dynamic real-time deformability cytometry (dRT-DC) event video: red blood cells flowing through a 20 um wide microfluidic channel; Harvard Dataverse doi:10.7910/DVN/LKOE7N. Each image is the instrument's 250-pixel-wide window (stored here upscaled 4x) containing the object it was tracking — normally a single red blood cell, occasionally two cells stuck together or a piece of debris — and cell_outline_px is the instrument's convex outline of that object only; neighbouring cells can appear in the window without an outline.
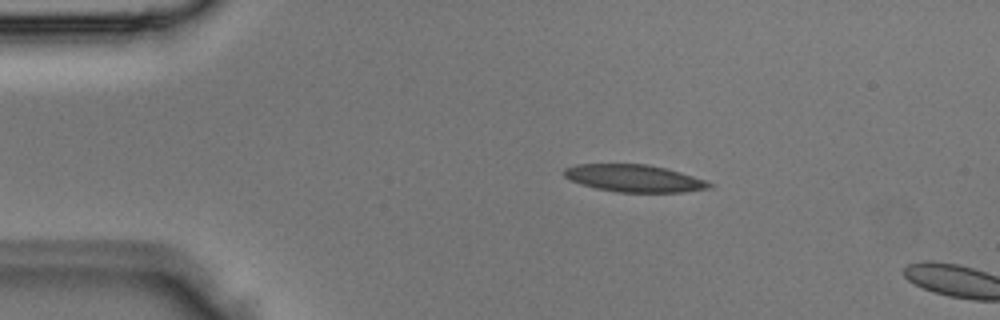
{"species": "Egyptian fruit bat (a non-hibernating species)", "species_latin": "Rousettus aegyptiacus", "temperature_condition": "room temperature", "stored_images_in_passage": 2, "camera_frame_rate_fps": 3000, "um_per_image_px": 0.085, "animal": {"sex": "male"}, "frame": {"image": 1, "passage_image": 1, "time_ms": 0.0, "image_size_px": [1000, 320], "cell_outline_px": [[712, 188], [684, 192], [620, 192], [596, 188], [572, 180], [564, 176], [564, 168], [576, 164], [648, 164], [680, 172], [704, 180], [712, 184]], "centroid_in_image_um": [53.91, 15.15], "position_along_channel_um": 31.1, "area_um2": 22.77}}